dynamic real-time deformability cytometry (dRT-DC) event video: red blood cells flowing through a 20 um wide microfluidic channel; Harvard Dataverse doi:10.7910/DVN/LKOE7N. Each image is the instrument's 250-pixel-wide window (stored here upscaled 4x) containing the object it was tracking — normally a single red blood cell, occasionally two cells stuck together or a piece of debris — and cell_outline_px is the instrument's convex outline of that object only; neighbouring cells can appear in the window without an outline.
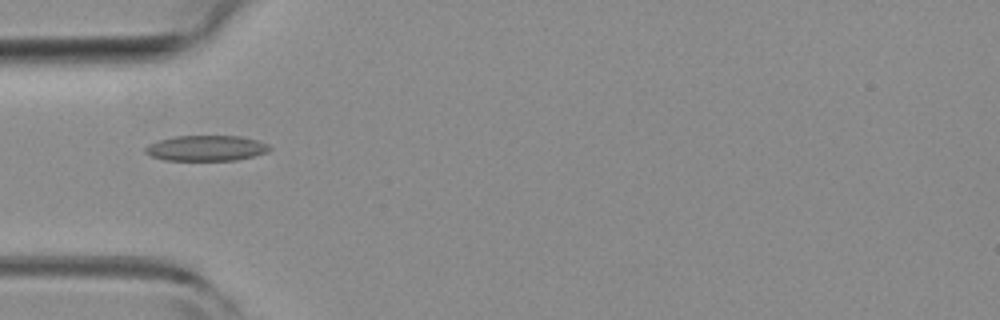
{"species": "common noctule bat (a hibernating species)", "species_latin": "Nyctalus noctula", "temperature_condition": "room temperature", "stored_images_in_passage": 3, "camera_frame_rate_fps": 3000, "um_per_image_px": 0.085, "animal": {"sex": "female", "body_mass_g": 19.3, "forearm_length_mm": 54.1}, "frame": {"image": 1, "passage_image": 1, "time_ms": 0.0, "image_size_px": [1000, 320], "cell_outline_px": [[272, 148], [268, 152], [236, 160], [164, 160], [152, 156], [144, 152], [144, 148], [148, 144], [160, 140], [176, 136], [240, 136], [256, 140], [268, 144]], "centroid_in_image_um": [17.52, 12.59], "position_along_channel_um": 67.5, "area_um2": 18.38}}
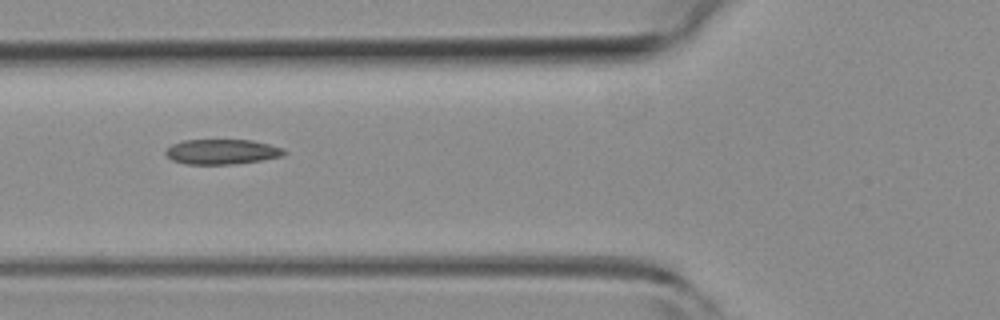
{"frame": {"image": 2, "passage_image": 2, "time_ms": 0.333, "image_size_px": [1000, 320], "cell_outline_px": [[288, 152], [284, 156], [260, 160], [232, 164], [188, 164], [172, 160], [164, 152], [172, 144], [184, 140], [252, 140], [284, 148]], "centroid_in_image_um": [18.9, 12.89], "position_along_channel_um": 106.9, "area_um2": 17.22}}
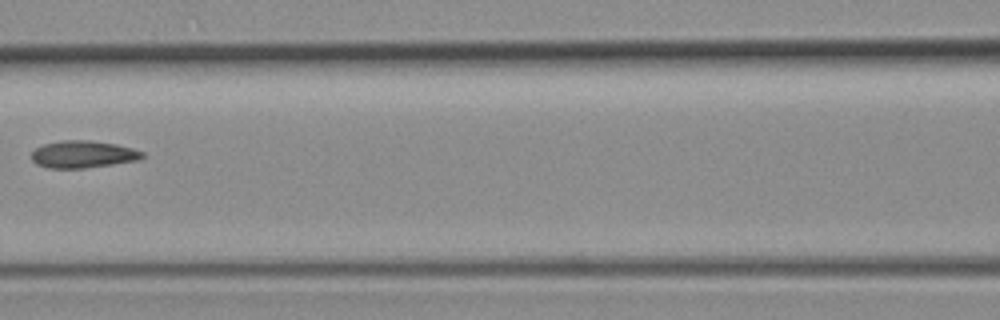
{"frame": {"image": 3, "passage_image": 3, "time_ms": 0.667, "image_size_px": [1000, 320], "cell_outline_px": [[144, 156], [136, 160], [112, 164], [84, 168], [48, 168], [36, 164], [32, 160], [32, 152], [36, 148], [44, 144], [60, 140], [88, 140], [116, 144], [132, 148], [144, 152]], "centroid_in_image_um": [7.03, 13.11], "position_along_channel_um": 159.6, "area_um2": 17.46}}